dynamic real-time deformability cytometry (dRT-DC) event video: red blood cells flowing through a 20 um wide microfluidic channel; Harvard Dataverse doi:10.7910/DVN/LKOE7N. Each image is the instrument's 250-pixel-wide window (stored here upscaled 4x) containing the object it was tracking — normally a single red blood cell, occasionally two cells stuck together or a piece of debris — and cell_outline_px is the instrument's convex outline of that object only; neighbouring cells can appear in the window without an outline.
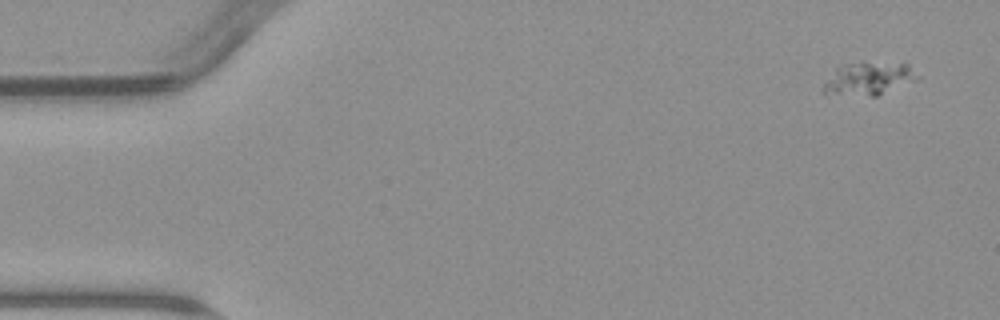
{"species": "common noctule bat (a hibernating species)", "species_latin": "Nyctalus noctula", "temperature_condition": "warm", "stored_images_in_passage": 5, "camera_frame_rate_fps": 3000, "um_per_image_px": 0.085, "animal": {"sex": "male", "body_mass_g": 23.1, "forearm_length_mm": 52.7}, "frame": {"image": 1, "passage_image": 1, "time_ms": 0.0, "image_size_px": [1000, 320], "cell_outline_px": [[920, 80], [876, 96], [824, 96], [824, 84], [836, 68], [840, 64], [864, 60], [904, 60], [920, 76]], "centroid_in_image_um": [73.9, 6.63], "position_along_channel_um": 11.1, "area_um2": 19.59}}
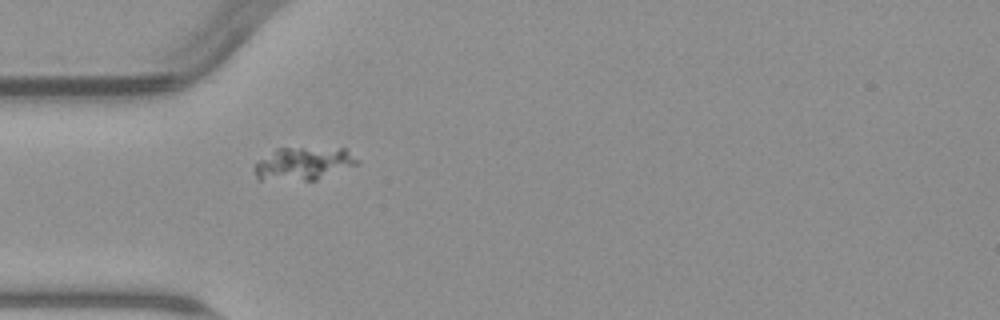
{"frame": {"image": 2, "passage_image": 5, "time_ms": 4.667, "image_size_px": [1000, 320], "cell_outline_px": [[360, 164], [316, 180], [256, 180], [252, 168], [260, 160], [276, 148], [344, 148], [360, 160]], "centroid_in_image_um": [25.8, 13.92], "position_along_channel_um": 59.2, "area_um2": 19.94}}